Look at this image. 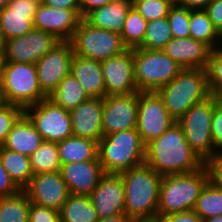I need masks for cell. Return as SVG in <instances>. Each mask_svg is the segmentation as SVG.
I'll return each mask as SVG.
<instances>
[{"instance_id": "obj_1", "label": "cell", "mask_w": 222, "mask_h": 222, "mask_svg": "<svg viewBox=\"0 0 222 222\" xmlns=\"http://www.w3.org/2000/svg\"><path fill=\"white\" fill-rule=\"evenodd\" d=\"M145 163L162 176L191 173L205 165L187 143L178 122L146 144Z\"/></svg>"}, {"instance_id": "obj_2", "label": "cell", "mask_w": 222, "mask_h": 222, "mask_svg": "<svg viewBox=\"0 0 222 222\" xmlns=\"http://www.w3.org/2000/svg\"><path fill=\"white\" fill-rule=\"evenodd\" d=\"M120 174L125 187L124 214L132 222H154L162 175L145 162Z\"/></svg>"}, {"instance_id": "obj_3", "label": "cell", "mask_w": 222, "mask_h": 222, "mask_svg": "<svg viewBox=\"0 0 222 222\" xmlns=\"http://www.w3.org/2000/svg\"><path fill=\"white\" fill-rule=\"evenodd\" d=\"M170 116L177 122L193 105L211 96L206 69L187 68L157 91Z\"/></svg>"}, {"instance_id": "obj_4", "label": "cell", "mask_w": 222, "mask_h": 222, "mask_svg": "<svg viewBox=\"0 0 222 222\" xmlns=\"http://www.w3.org/2000/svg\"><path fill=\"white\" fill-rule=\"evenodd\" d=\"M208 181L209 174L205 165L191 173L163 175L157 216L193 210Z\"/></svg>"}, {"instance_id": "obj_5", "label": "cell", "mask_w": 222, "mask_h": 222, "mask_svg": "<svg viewBox=\"0 0 222 222\" xmlns=\"http://www.w3.org/2000/svg\"><path fill=\"white\" fill-rule=\"evenodd\" d=\"M145 144L136 128L103 136L98 160L105 173L120 174L145 162Z\"/></svg>"}, {"instance_id": "obj_6", "label": "cell", "mask_w": 222, "mask_h": 222, "mask_svg": "<svg viewBox=\"0 0 222 222\" xmlns=\"http://www.w3.org/2000/svg\"><path fill=\"white\" fill-rule=\"evenodd\" d=\"M0 97L2 102L23 109L47 98L39 86L35 64L4 62L0 78Z\"/></svg>"}, {"instance_id": "obj_7", "label": "cell", "mask_w": 222, "mask_h": 222, "mask_svg": "<svg viewBox=\"0 0 222 222\" xmlns=\"http://www.w3.org/2000/svg\"><path fill=\"white\" fill-rule=\"evenodd\" d=\"M134 78L139 92H157L183 69L163 50L133 49Z\"/></svg>"}, {"instance_id": "obj_8", "label": "cell", "mask_w": 222, "mask_h": 222, "mask_svg": "<svg viewBox=\"0 0 222 222\" xmlns=\"http://www.w3.org/2000/svg\"><path fill=\"white\" fill-rule=\"evenodd\" d=\"M215 95L193 105L177 122L182 126L187 143L205 163L218 152L211 135Z\"/></svg>"}, {"instance_id": "obj_9", "label": "cell", "mask_w": 222, "mask_h": 222, "mask_svg": "<svg viewBox=\"0 0 222 222\" xmlns=\"http://www.w3.org/2000/svg\"><path fill=\"white\" fill-rule=\"evenodd\" d=\"M75 55L103 61L124 52L119 33L91 26L82 19L69 41Z\"/></svg>"}, {"instance_id": "obj_10", "label": "cell", "mask_w": 222, "mask_h": 222, "mask_svg": "<svg viewBox=\"0 0 222 222\" xmlns=\"http://www.w3.org/2000/svg\"><path fill=\"white\" fill-rule=\"evenodd\" d=\"M44 141L59 142L73 136L70 111L57 105L49 97L24 109Z\"/></svg>"}, {"instance_id": "obj_11", "label": "cell", "mask_w": 222, "mask_h": 222, "mask_svg": "<svg viewBox=\"0 0 222 222\" xmlns=\"http://www.w3.org/2000/svg\"><path fill=\"white\" fill-rule=\"evenodd\" d=\"M174 122L157 92H139L136 129L145 145L160 137Z\"/></svg>"}, {"instance_id": "obj_12", "label": "cell", "mask_w": 222, "mask_h": 222, "mask_svg": "<svg viewBox=\"0 0 222 222\" xmlns=\"http://www.w3.org/2000/svg\"><path fill=\"white\" fill-rule=\"evenodd\" d=\"M60 42L53 34L33 28L22 36L6 40L4 62L35 64Z\"/></svg>"}, {"instance_id": "obj_13", "label": "cell", "mask_w": 222, "mask_h": 222, "mask_svg": "<svg viewBox=\"0 0 222 222\" xmlns=\"http://www.w3.org/2000/svg\"><path fill=\"white\" fill-rule=\"evenodd\" d=\"M73 56L71 43L60 42L35 63L39 86L47 97L71 73Z\"/></svg>"}, {"instance_id": "obj_14", "label": "cell", "mask_w": 222, "mask_h": 222, "mask_svg": "<svg viewBox=\"0 0 222 222\" xmlns=\"http://www.w3.org/2000/svg\"><path fill=\"white\" fill-rule=\"evenodd\" d=\"M139 92L128 95H111L103 98V136L136 128Z\"/></svg>"}, {"instance_id": "obj_15", "label": "cell", "mask_w": 222, "mask_h": 222, "mask_svg": "<svg viewBox=\"0 0 222 222\" xmlns=\"http://www.w3.org/2000/svg\"><path fill=\"white\" fill-rule=\"evenodd\" d=\"M106 96L139 92L134 78L133 49L101 61Z\"/></svg>"}, {"instance_id": "obj_16", "label": "cell", "mask_w": 222, "mask_h": 222, "mask_svg": "<svg viewBox=\"0 0 222 222\" xmlns=\"http://www.w3.org/2000/svg\"><path fill=\"white\" fill-rule=\"evenodd\" d=\"M30 202L60 211L70 192L60 171L34 174L23 189Z\"/></svg>"}, {"instance_id": "obj_17", "label": "cell", "mask_w": 222, "mask_h": 222, "mask_svg": "<svg viewBox=\"0 0 222 222\" xmlns=\"http://www.w3.org/2000/svg\"><path fill=\"white\" fill-rule=\"evenodd\" d=\"M82 19L80 9L51 8L41 2L33 26L53 34L61 42H69Z\"/></svg>"}, {"instance_id": "obj_18", "label": "cell", "mask_w": 222, "mask_h": 222, "mask_svg": "<svg viewBox=\"0 0 222 222\" xmlns=\"http://www.w3.org/2000/svg\"><path fill=\"white\" fill-rule=\"evenodd\" d=\"M89 198L99 219L124 214L125 187L121 174L105 173Z\"/></svg>"}, {"instance_id": "obj_19", "label": "cell", "mask_w": 222, "mask_h": 222, "mask_svg": "<svg viewBox=\"0 0 222 222\" xmlns=\"http://www.w3.org/2000/svg\"><path fill=\"white\" fill-rule=\"evenodd\" d=\"M39 1L10 0L6 7L0 10V28L6 40L19 37L31 31Z\"/></svg>"}, {"instance_id": "obj_20", "label": "cell", "mask_w": 222, "mask_h": 222, "mask_svg": "<svg viewBox=\"0 0 222 222\" xmlns=\"http://www.w3.org/2000/svg\"><path fill=\"white\" fill-rule=\"evenodd\" d=\"M60 173L70 194L90 195L105 174L99 161L61 164Z\"/></svg>"}, {"instance_id": "obj_21", "label": "cell", "mask_w": 222, "mask_h": 222, "mask_svg": "<svg viewBox=\"0 0 222 222\" xmlns=\"http://www.w3.org/2000/svg\"><path fill=\"white\" fill-rule=\"evenodd\" d=\"M102 98H89L70 111L73 136L99 142L102 131Z\"/></svg>"}, {"instance_id": "obj_22", "label": "cell", "mask_w": 222, "mask_h": 222, "mask_svg": "<svg viewBox=\"0 0 222 222\" xmlns=\"http://www.w3.org/2000/svg\"><path fill=\"white\" fill-rule=\"evenodd\" d=\"M183 69H206L211 49L193 38H172L162 49Z\"/></svg>"}, {"instance_id": "obj_23", "label": "cell", "mask_w": 222, "mask_h": 222, "mask_svg": "<svg viewBox=\"0 0 222 222\" xmlns=\"http://www.w3.org/2000/svg\"><path fill=\"white\" fill-rule=\"evenodd\" d=\"M71 73L79 81L89 98L106 96L101 61L73 56Z\"/></svg>"}, {"instance_id": "obj_24", "label": "cell", "mask_w": 222, "mask_h": 222, "mask_svg": "<svg viewBox=\"0 0 222 222\" xmlns=\"http://www.w3.org/2000/svg\"><path fill=\"white\" fill-rule=\"evenodd\" d=\"M43 142V137L23 114L11 128L2 147L30 156L39 149Z\"/></svg>"}, {"instance_id": "obj_25", "label": "cell", "mask_w": 222, "mask_h": 222, "mask_svg": "<svg viewBox=\"0 0 222 222\" xmlns=\"http://www.w3.org/2000/svg\"><path fill=\"white\" fill-rule=\"evenodd\" d=\"M131 7L130 0H113L90 11L83 19L93 27L120 34Z\"/></svg>"}, {"instance_id": "obj_26", "label": "cell", "mask_w": 222, "mask_h": 222, "mask_svg": "<svg viewBox=\"0 0 222 222\" xmlns=\"http://www.w3.org/2000/svg\"><path fill=\"white\" fill-rule=\"evenodd\" d=\"M57 147L61 164L99 161L97 141L88 138L71 136L57 142Z\"/></svg>"}, {"instance_id": "obj_27", "label": "cell", "mask_w": 222, "mask_h": 222, "mask_svg": "<svg viewBox=\"0 0 222 222\" xmlns=\"http://www.w3.org/2000/svg\"><path fill=\"white\" fill-rule=\"evenodd\" d=\"M0 159L9 177L20 190H23L34 175L29 156L0 146Z\"/></svg>"}, {"instance_id": "obj_28", "label": "cell", "mask_w": 222, "mask_h": 222, "mask_svg": "<svg viewBox=\"0 0 222 222\" xmlns=\"http://www.w3.org/2000/svg\"><path fill=\"white\" fill-rule=\"evenodd\" d=\"M59 212L61 222H97L99 220L89 195L70 194Z\"/></svg>"}, {"instance_id": "obj_29", "label": "cell", "mask_w": 222, "mask_h": 222, "mask_svg": "<svg viewBox=\"0 0 222 222\" xmlns=\"http://www.w3.org/2000/svg\"><path fill=\"white\" fill-rule=\"evenodd\" d=\"M189 34L191 38L202 42L211 50L221 45V34L213 26L204 9L190 10Z\"/></svg>"}, {"instance_id": "obj_30", "label": "cell", "mask_w": 222, "mask_h": 222, "mask_svg": "<svg viewBox=\"0 0 222 222\" xmlns=\"http://www.w3.org/2000/svg\"><path fill=\"white\" fill-rule=\"evenodd\" d=\"M57 105L71 111L82 102L89 99L84 88L72 73L68 74L49 96Z\"/></svg>"}, {"instance_id": "obj_31", "label": "cell", "mask_w": 222, "mask_h": 222, "mask_svg": "<svg viewBox=\"0 0 222 222\" xmlns=\"http://www.w3.org/2000/svg\"><path fill=\"white\" fill-rule=\"evenodd\" d=\"M30 206V199L23 190L0 197V222H29Z\"/></svg>"}, {"instance_id": "obj_32", "label": "cell", "mask_w": 222, "mask_h": 222, "mask_svg": "<svg viewBox=\"0 0 222 222\" xmlns=\"http://www.w3.org/2000/svg\"><path fill=\"white\" fill-rule=\"evenodd\" d=\"M29 158L33 174L60 171L61 163L56 142L44 141Z\"/></svg>"}, {"instance_id": "obj_33", "label": "cell", "mask_w": 222, "mask_h": 222, "mask_svg": "<svg viewBox=\"0 0 222 222\" xmlns=\"http://www.w3.org/2000/svg\"><path fill=\"white\" fill-rule=\"evenodd\" d=\"M193 210L202 220L222 216V189L208 181L202 188Z\"/></svg>"}, {"instance_id": "obj_34", "label": "cell", "mask_w": 222, "mask_h": 222, "mask_svg": "<svg viewBox=\"0 0 222 222\" xmlns=\"http://www.w3.org/2000/svg\"><path fill=\"white\" fill-rule=\"evenodd\" d=\"M148 21L134 8L129 9L120 33L122 42L127 49L138 48L143 40Z\"/></svg>"}, {"instance_id": "obj_35", "label": "cell", "mask_w": 222, "mask_h": 222, "mask_svg": "<svg viewBox=\"0 0 222 222\" xmlns=\"http://www.w3.org/2000/svg\"><path fill=\"white\" fill-rule=\"evenodd\" d=\"M172 38L167 17L152 20L147 23L144 40L138 48L162 50Z\"/></svg>"}, {"instance_id": "obj_36", "label": "cell", "mask_w": 222, "mask_h": 222, "mask_svg": "<svg viewBox=\"0 0 222 222\" xmlns=\"http://www.w3.org/2000/svg\"><path fill=\"white\" fill-rule=\"evenodd\" d=\"M208 88L211 95L219 96L222 93V47L210 51L206 67Z\"/></svg>"}, {"instance_id": "obj_37", "label": "cell", "mask_w": 222, "mask_h": 222, "mask_svg": "<svg viewBox=\"0 0 222 222\" xmlns=\"http://www.w3.org/2000/svg\"><path fill=\"white\" fill-rule=\"evenodd\" d=\"M189 18L190 9L180 5L172 6L169 10L167 19L173 38L189 37Z\"/></svg>"}, {"instance_id": "obj_38", "label": "cell", "mask_w": 222, "mask_h": 222, "mask_svg": "<svg viewBox=\"0 0 222 222\" xmlns=\"http://www.w3.org/2000/svg\"><path fill=\"white\" fill-rule=\"evenodd\" d=\"M131 4L148 22L166 18L173 6L168 0H148Z\"/></svg>"}, {"instance_id": "obj_39", "label": "cell", "mask_w": 222, "mask_h": 222, "mask_svg": "<svg viewBox=\"0 0 222 222\" xmlns=\"http://www.w3.org/2000/svg\"><path fill=\"white\" fill-rule=\"evenodd\" d=\"M24 114V109L10 103H0V146L5 142L11 128Z\"/></svg>"}, {"instance_id": "obj_40", "label": "cell", "mask_w": 222, "mask_h": 222, "mask_svg": "<svg viewBox=\"0 0 222 222\" xmlns=\"http://www.w3.org/2000/svg\"><path fill=\"white\" fill-rule=\"evenodd\" d=\"M211 135L215 150L222 152V103L215 96V107L211 121Z\"/></svg>"}, {"instance_id": "obj_41", "label": "cell", "mask_w": 222, "mask_h": 222, "mask_svg": "<svg viewBox=\"0 0 222 222\" xmlns=\"http://www.w3.org/2000/svg\"><path fill=\"white\" fill-rule=\"evenodd\" d=\"M29 222H61L60 212L31 203Z\"/></svg>"}, {"instance_id": "obj_42", "label": "cell", "mask_w": 222, "mask_h": 222, "mask_svg": "<svg viewBox=\"0 0 222 222\" xmlns=\"http://www.w3.org/2000/svg\"><path fill=\"white\" fill-rule=\"evenodd\" d=\"M208 170L209 181L219 189H222V152L217 153L205 162Z\"/></svg>"}, {"instance_id": "obj_43", "label": "cell", "mask_w": 222, "mask_h": 222, "mask_svg": "<svg viewBox=\"0 0 222 222\" xmlns=\"http://www.w3.org/2000/svg\"><path fill=\"white\" fill-rule=\"evenodd\" d=\"M154 222H202V219L194 210H188L165 216H157Z\"/></svg>"}, {"instance_id": "obj_44", "label": "cell", "mask_w": 222, "mask_h": 222, "mask_svg": "<svg viewBox=\"0 0 222 222\" xmlns=\"http://www.w3.org/2000/svg\"><path fill=\"white\" fill-rule=\"evenodd\" d=\"M204 10L213 26L222 35V0H212Z\"/></svg>"}, {"instance_id": "obj_45", "label": "cell", "mask_w": 222, "mask_h": 222, "mask_svg": "<svg viewBox=\"0 0 222 222\" xmlns=\"http://www.w3.org/2000/svg\"><path fill=\"white\" fill-rule=\"evenodd\" d=\"M20 189L9 177V174L2 166L0 159V197L12 196L17 194Z\"/></svg>"}, {"instance_id": "obj_46", "label": "cell", "mask_w": 222, "mask_h": 222, "mask_svg": "<svg viewBox=\"0 0 222 222\" xmlns=\"http://www.w3.org/2000/svg\"><path fill=\"white\" fill-rule=\"evenodd\" d=\"M113 0H78L82 18H84L90 11L107 5Z\"/></svg>"}, {"instance_id": "obj_47", "label": "cell", "mask_w": 222, "mask_h": 222, "mask_svg": "<svg viewBox=\"0 0 222 222\" xmlns=\"http://www.w3.org/2000/svg\"><path fill=\"white\" fill-rule=\"evenodd\" d=\"M42 3L51 8L80 9L78 0H43Z\"/></svg>"}, {"instance_id": "obj_48", "label": "cell", "mask_w": 222, "mask_h": 222, "mask_svg": "<svg viewBox=\"0 0 222 222\" xmlns=\"http://www.w3.org/2000/svg\"><path fill=\"white\" fill-rule=\"evenodd\" d=\"M212 0H184L180 5L190 10L205 9Z\"/></svg>"}, {"instance_id": "obj_49", "label": "cell", "mask_w": 222, "mask_h": 222, "mask_svg": "<svg viewBox=\"0 0 222 222\" xmlns=\"http://www.w3.org/2000/svg\"><path fill=\"white\" fill-rule=\"evenodd\" d=\"M97 222H132L125 214L99 219Z\"/></svg>"}, {"instance_id": "obj_50", "label": "cell", "mask_w": 222, "mask_h": 222, "mask_svg": "<svg viewBox=\"0 0 222 222\" xmlns=\"http://www.w3.org/2000/svg\"><path fill=\"white\" fill-rule=\"evenodd\" d=\"M6 45V39L4 38L3 32L0 28V53H4Z\"/></svg>"}, {"instance_id": "obj_51", "label": "cell", "mask_w": 222, "mask_h": 222, "mask_svg": "<svg viewBox=\"0 0 222 222\" xmlns=\"http://www.w3.org/2000/svg\"><path fill=\"white\" fill-rule=\"evenodd\" d=\"M202 222H222V216L211 217V218L202 220Z\"/></svg>"}, {"instance_id": "obj_52", "label": "cell", "mask_w": 222, "mask_h": 222, "mask_svg": "<svg viewBox=\"0 0 222 222\" xmlns=\"http://www.w3.org/2000/svg\"><path fill=\"white\" fill-rule=\"evenodd\" d=\"M173 6L181 5L184 0H168Z\"/></svg>"}, {"instance_id": "obj_53", "label": "cell", "mask_w": 222, "mask_h": 222, "mask_svg": "<svg viewBox=\"0 0 222 222\" xmlns=\"http://www.w3.org/2000/svg\"><path fill=\"white\" fill-rule=\"evenodd\" d=\"M3 54H4V53H0V78H1L2 67H3V63H4Z\"/></svg>"}, {"instance_id": "obj_54", "label": "cell", "mask_w": 222, "mask_h": 222, "mask_svg": "<svg viewBox=\"0 0 222 222\" xmlns=\"http://www.w3.org/2000/svg\"><path fill=\"white\" fill-rule=\"evenodd\" d=\"M10 0H0V10L7 6Z\"/></svg>"}, {"instance_id": "obj_55", "label": "cell", "mask_w": 222, "mask_h": 222, "mask_svg": "<svg viewBox=\"0 0 222 222\" xmlns=\"http://www.w3.org/2000/svg\"><path fill=\"white\" fill-rule=\"evenodd\" d=\"M143 1H148V0H130L131 3H139Z\"/></svg>"}, {"instance_id": "obj_56", "label": "cell", "mask_w": 222, "mask_h": 222, "mask_svg": "<svg viewBox=\"0 0 222 222\" xmlns=\"http://www.w3.org/2000/svg\"><path fill=\"white\" fill-rule=\"evenodd\" d=\"M219 101L222 103V93L218 96Z\"/></svg>"}]
</instances>
